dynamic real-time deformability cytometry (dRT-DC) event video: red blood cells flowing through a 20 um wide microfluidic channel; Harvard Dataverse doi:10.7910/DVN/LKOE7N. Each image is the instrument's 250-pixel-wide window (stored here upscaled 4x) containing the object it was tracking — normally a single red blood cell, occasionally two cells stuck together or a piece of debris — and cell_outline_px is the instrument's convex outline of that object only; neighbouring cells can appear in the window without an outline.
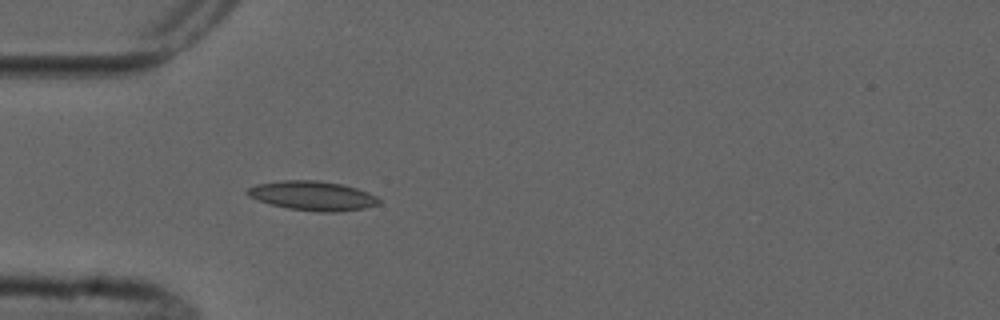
{"species": "common noctule bat (a hibernating species)", "species_latin": "Nyctalus noctula", "temperature_condition": "cold", "stored_images_in_passage": 3, "camera_frame_rate_fps": 3000, "um_per_image_px": 0.085, "animal": {"sex": "male", "forearm_length_mm": 52.5}, "frame": {"image": 1, "passage_image": 3, "time_ms": 3.667, "image_size_px": [1000, 320], "cell_outline_px": [[380, 204], [364, 208], [336, 212], [320, 212], [288, 208], [256, 200], [248, 196], [244, 192], [248, 188], [256, 184], [284, 180], [316, 180], [340, 184], [356, 188], [368, 192], [376, 196], [380, 200]], "centroid_in_image_um": [26.55, 16.64], "position_along_channel_um": 58.4, "area_um2": 22.43}}